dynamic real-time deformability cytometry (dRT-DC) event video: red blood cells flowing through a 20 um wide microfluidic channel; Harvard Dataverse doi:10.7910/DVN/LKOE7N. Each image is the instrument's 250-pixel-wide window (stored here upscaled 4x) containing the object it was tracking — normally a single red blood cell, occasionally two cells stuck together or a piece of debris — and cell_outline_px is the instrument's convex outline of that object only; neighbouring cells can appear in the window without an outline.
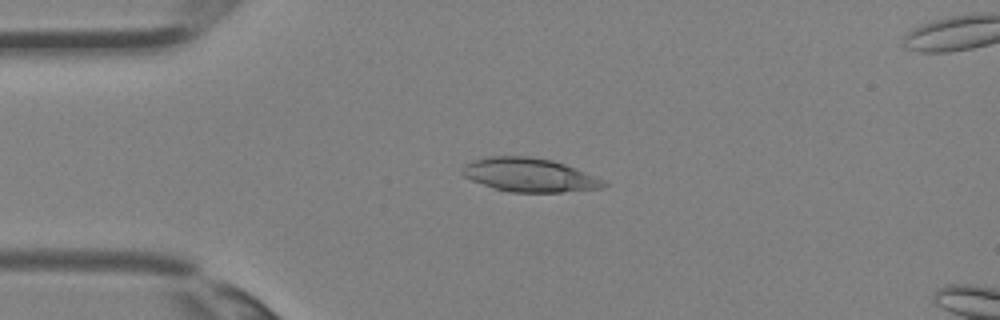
{"species": "Egyptian fruit bat (a non-hibernating species)", "species_latin": "Rousettus aegyptiacus", "temperature_condition": "room temperature", "stored_images_in_passage": 35, "camera_frame_rate_fps": 3000, "um_per_image_px": 0.085, "animal": {"sex": "female"}, "frame": {"image": 1, "passage_image": 8, "time_ms": 2.333, "image_size_px": [1000, 320], "cell_outline_px": [[608, 184], [604, 188], [560, 192], [508, 192], [492, 188], [472, 180], [464, 176], [464, 164], [472, 160], [488, 156], [532, 156], [552, 160], [564, 164], [604, 180]], "centroid_in_image_um": [44.99, 14.87], "position_along_channel_um": 40.0, "area_um2": 27.69}}
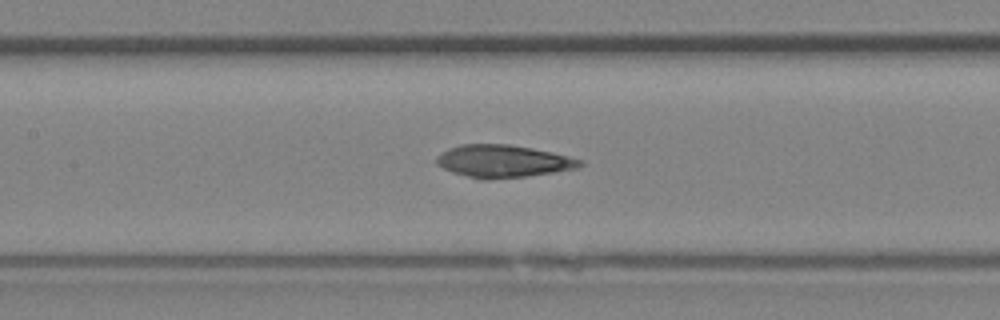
{"frame": {"image": 2, "passage_image": 16, "time_ms": 5.0, "image_size_px": [1000, 320], "cell_outline_px": [[584, 164], [576, 168], [528, 176], [484, 180], [480, 180], [452, 172], [436, 164], [436, 156], [440, 152], [448, 148], [460, 144], [508, 144], [532, 148], [552, 152], [584, 160]], "centroid_in_image_um": [42.73, 13.7], "position_along_channel_um": 164.7, "area_um2": 27.28}}
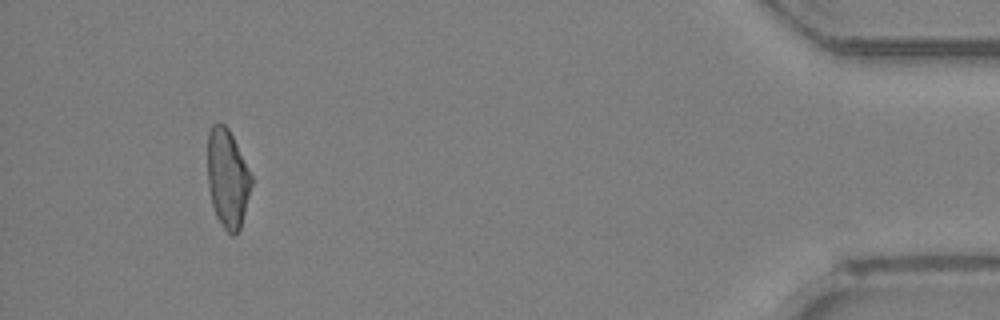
{"frame": {"image": 3, "passage_image": 33, "time_ms": 10.667, "image_size_px": [1000, 320], "cell_outline_px": [[252, 184], [240, 228], [232, 236], [224, 228], [216, 216], [212, 204], [208, 188], [208, 132], [212, 124], [224, 124], [228, 128], [252, 176]], "centroid_in_image_um": [19.33, 15.16], "position_along_channel_um": 415.9, "area_um2": 24.8}}